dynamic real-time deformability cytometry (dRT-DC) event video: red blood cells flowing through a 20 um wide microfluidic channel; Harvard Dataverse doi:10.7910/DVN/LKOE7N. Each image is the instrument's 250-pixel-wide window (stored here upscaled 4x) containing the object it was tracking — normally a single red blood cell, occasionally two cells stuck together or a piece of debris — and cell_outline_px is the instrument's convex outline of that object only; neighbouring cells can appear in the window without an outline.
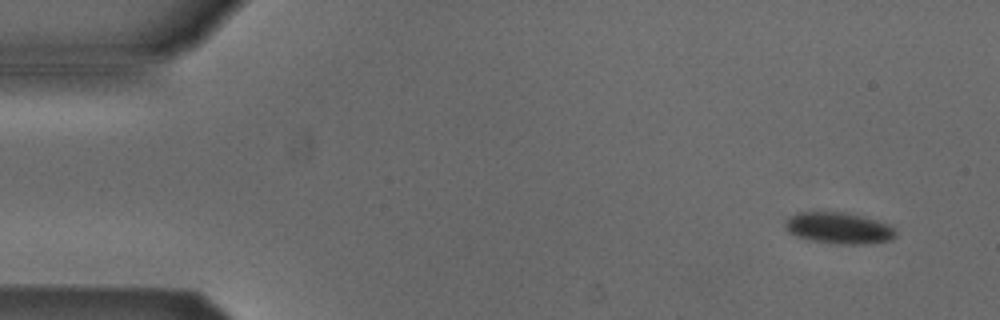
{"species": "Egyptian fruit bat (a non-hibernating species)", "species_latin": "Rousettus aegyptiacus", "temperature_condition": "cold", "stored_images_in_passage": 5, "camera_frame_rate_fps": 3000, "um_per_image_px": 0.085, "animal": {"sex": "male"}, "frame": {"image": 1, "passage_image": 1, "time_ms": 0.0, "image_size_px": [1000, 320], "cell_outline_px": [[896, 236], [892, 240], [860, 244], [836, 244], [808, 240], [796, 236], [788, 232], [784, 224], [784, 220], [796, 212], [844, 212], [892, 224], [896, 228]], "centroid_in_image_um": [71.3, 19.39], "position_along_channel_um": 13.7, "area_um2": 20.46}}